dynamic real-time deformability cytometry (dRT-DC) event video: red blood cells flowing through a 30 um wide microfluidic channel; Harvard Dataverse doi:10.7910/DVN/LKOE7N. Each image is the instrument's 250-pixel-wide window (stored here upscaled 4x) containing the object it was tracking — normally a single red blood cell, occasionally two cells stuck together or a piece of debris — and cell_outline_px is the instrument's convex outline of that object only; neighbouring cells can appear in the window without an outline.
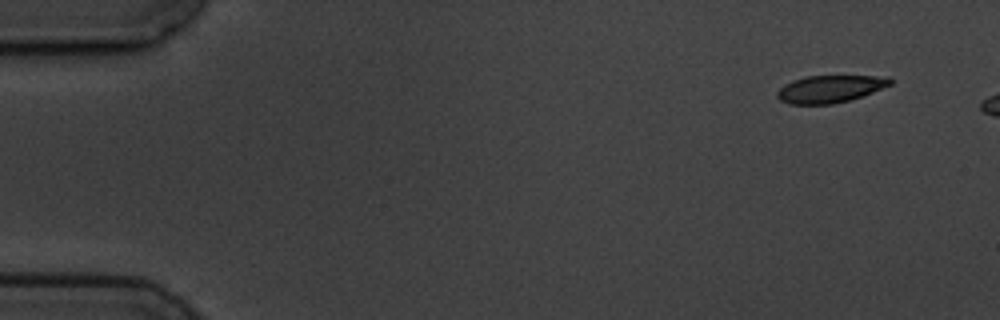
{"species": "common noctule bat (a hibernating species)", "species_latin": "Nyctalus noctula", "temperature_condition": "cold", "stored_images_in_passage": 3, "camera_frame_rate_fps": 3000, "um_per_image_px": 0.085, "animal": {"sex": "male", "body_mass_g": 19.5, "forearm_length_mm": 54.6}, "frame": {"image": 1, "passage_image": 1, "time_ms": 0.0, "image_size_px": [1000, 320], "cell_outline_px": [[892, 84], [872, 92], [848, 100], [832, 104], [788, 104], [780, 100], [776, 96], [776, 92], [780, 88], [792, 80], [804, 76], [888, 76], [892, 80]], "centroid_in_image_um": [70.52, 7.55], "position_along_channel_um": 14.5, "area_um2": 17.92}}